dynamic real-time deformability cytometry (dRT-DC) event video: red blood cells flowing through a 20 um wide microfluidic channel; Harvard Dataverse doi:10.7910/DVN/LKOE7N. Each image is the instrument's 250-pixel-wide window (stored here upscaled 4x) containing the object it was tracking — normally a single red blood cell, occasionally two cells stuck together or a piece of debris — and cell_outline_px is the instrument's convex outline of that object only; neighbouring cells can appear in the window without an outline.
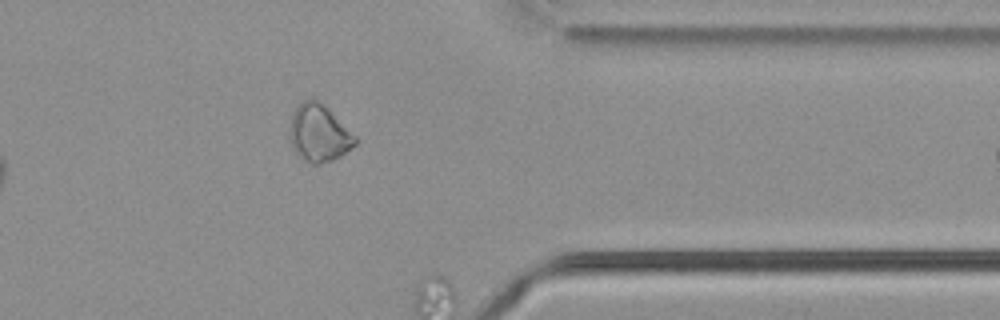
{"species": "common noctule bat (a hibernating species)", "species_latin": "Nyctalus noctula", "temperature_condition": "cold", "stored_images_in_passage": 44, "camera_frame_rate_fps": 3000, "um_per_image_px": 0.085, "animal": {"sex": "male", "body_mass_g": 21.5, "forearm_length_mm": 52.0}, "frame": {"image": 1, "passage_image": 43, "time_ms": 14.0, "image_size_px": [1000, 320], "cell_outline_px": [[356, 144], [340, 156], [332, 160], [316, 164], [312, 164], [304, 160], [292, 148], [288, 136], [288, 132], [292, 112], [304, 100], [312, 96], [328, 108], [356, 136]], "centroid_in_image_um": [27.07, 11.3], "position_along_channel_um": 384.3, "area_um2": 21.91}}